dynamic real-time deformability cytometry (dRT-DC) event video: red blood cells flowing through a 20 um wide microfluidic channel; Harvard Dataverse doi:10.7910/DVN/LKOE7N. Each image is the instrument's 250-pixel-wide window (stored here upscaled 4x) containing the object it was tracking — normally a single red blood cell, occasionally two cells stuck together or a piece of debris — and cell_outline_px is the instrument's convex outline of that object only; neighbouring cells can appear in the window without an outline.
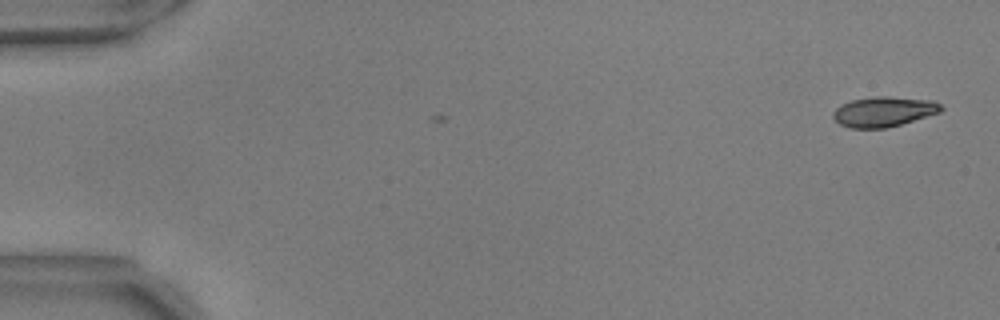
{"species": "common noctule bat (a hibernating species)", "species_latin": "Nyctalus noctula", "temperature_condition": "warm", "stored_images_in_passage": 2, "camera_frame_rate_fps": 3000, "um_per_image_px": 0.085, "animal": {"sex": "male", "body_mass_g": 17.9, "forearm_length_mm": 54.2}, "frame": {"image": 1, "passage_image": 2, "time_ms": 0.333, "image_size_px": [1000, 320], "cell_outline_px": [[944, 108], [940, 112], [900, 124], [884, 128], [848, 128], [840, 124], [832, 116], [832, 112], [840, 104], [852, 100], [876, 96], [888, 96], [932, 100], [940, 104]], "centroid_in_image_um": [75.09, 9.48], "position_along_channel_um": 9.9, "area_um2": 18.84}}